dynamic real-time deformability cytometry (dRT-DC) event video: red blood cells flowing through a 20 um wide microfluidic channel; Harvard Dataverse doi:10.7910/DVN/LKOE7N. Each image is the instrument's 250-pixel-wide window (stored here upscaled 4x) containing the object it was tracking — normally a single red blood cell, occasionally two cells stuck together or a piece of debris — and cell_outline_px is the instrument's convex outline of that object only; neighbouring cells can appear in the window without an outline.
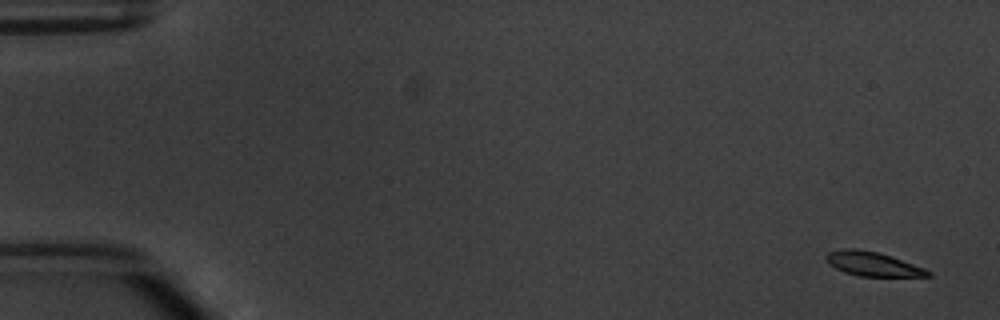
{"species": "common noctule bat (a hibernating species)", "species_latin": "Nyctalus noctula", "temperature_condition": "warm", "stored_images_in_passage": 6, "camera_frame_rate_fps": 3000, "um_per_image_px": 0.085, "animal": {"sex": "male", "body_mass_g": 20.1, "forearm_length_mm": 53.5}, "frame": {"image": 1, "passage_image": 1, "time_ms": 0.0, "image_size_px": [1000, 320], "cell_outline_px": [[932, 276], [860, 276], [844, 272], [828, 264], [824, 256], [828, 252], [844, 248], [856, 248], [880, 252], [892, 256], [924, 268], [932, 272]], "centroid_in_image_um": [74.16, 22.42], "position_along_channel_um": 10.8, "area_um2": 14.45}}